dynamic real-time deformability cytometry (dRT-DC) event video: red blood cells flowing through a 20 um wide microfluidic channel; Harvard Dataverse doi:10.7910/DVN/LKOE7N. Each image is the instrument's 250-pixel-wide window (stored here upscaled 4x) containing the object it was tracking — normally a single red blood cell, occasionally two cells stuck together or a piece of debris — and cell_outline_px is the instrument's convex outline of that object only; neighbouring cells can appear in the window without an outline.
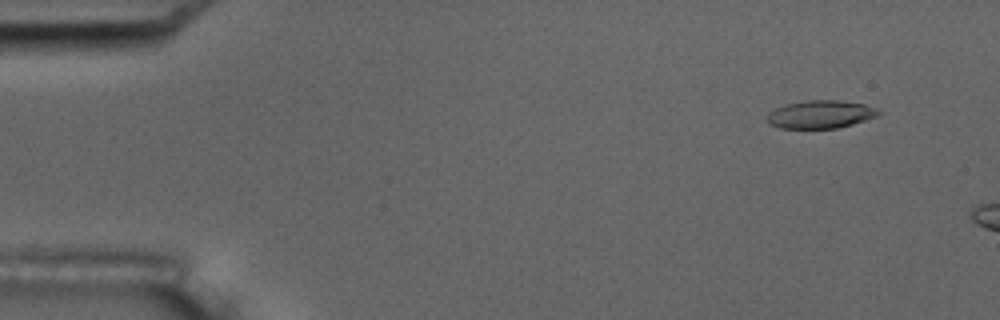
{"species": "common noctule bat (a hibernating species)", "species_latin": "Nyctalus noctula", "temperature_condition": "room temperature", "stored_images_in_passage": 4, "camera_frame_rate_fps": 3000, "um_per_image_px": 0.085, "animal": {"sex": "male", "body_mass_g": 17.5, "forearm_length_mm": 52.3}, "frame": {"image": 1, "passage_image": 2, "time_ms": 1.333, "image_size_px": [1000, 320], "cell_outline_px": [[884, 112], [876, 116], [852, 124], [836, 128], [780, 128], [768, 124], [768, 112], [784, 104], [804, 100], [840, 100], [864, 104], [876, 108]], "centroid_in_image_um": [69.73, 9.71], "position_along_channel_um": 15.3, "area_um2": 18.21}}